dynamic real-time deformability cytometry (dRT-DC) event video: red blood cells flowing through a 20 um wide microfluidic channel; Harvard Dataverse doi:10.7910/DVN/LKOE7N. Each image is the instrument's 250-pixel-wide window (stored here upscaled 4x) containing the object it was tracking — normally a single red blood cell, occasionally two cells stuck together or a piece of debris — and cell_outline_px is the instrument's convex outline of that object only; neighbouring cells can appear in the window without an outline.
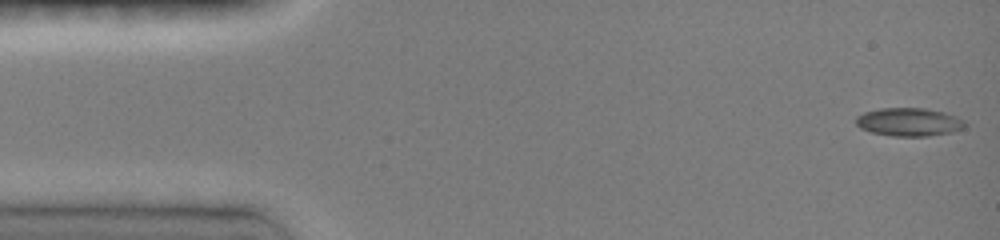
{"species": "common noctule bat (a hibernating species)", "species_latin": "Nyctalus noctula", "temperature_condition": "room temperature", "stored_images_in_passage": 7, "camera_frame_rate_fps": 3000, "um_per_image_px": 0.085, "animal": {"sex": "female", "body_mass_g": 19.0, "forearm_length_mm": 51.5}, "frame": {"image": 1, "passage_image": 1, "time_ms": 0.0, "image_size_px": [1000, 240], "cell_outline_px": [[968, 124], [964, 128], [952, 132], [928, 136], [892, 136], [872, 132], [860, 128], [856, 124], [856, 116], [864, 112], [880, 108], [924, 108], [944, 112], [956, 116], [964, 120]], "centroid_in_image_um": [77.28, 10.37], "position_along_channel_um": 7.7, "area_um2": 18.03}}
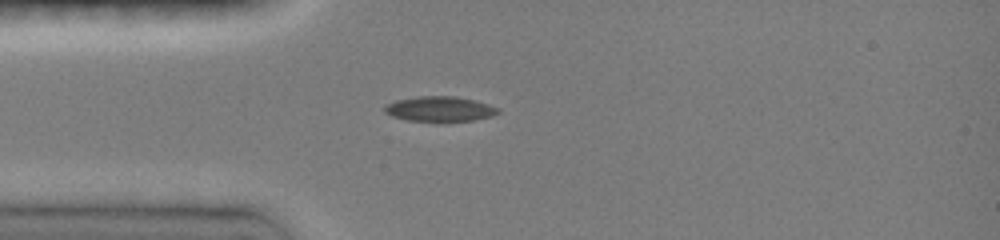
{"frame": {"image": 2, "passage_image": 7, "time_ms": 3.667, "image_size_px": [1000, 240], "cell_outline_px": [[500, 112], [492, 116], [472, 120], [408, 120], [392, 116], [384, 112], [384, 104], [396, 100], [416, 96], [452, 96], [476, 100], [500, 108]], "centroid_in_image_um": [37.37, 9.23], "position_along_channel_um": 47.6, "area_um2": 16.36}}